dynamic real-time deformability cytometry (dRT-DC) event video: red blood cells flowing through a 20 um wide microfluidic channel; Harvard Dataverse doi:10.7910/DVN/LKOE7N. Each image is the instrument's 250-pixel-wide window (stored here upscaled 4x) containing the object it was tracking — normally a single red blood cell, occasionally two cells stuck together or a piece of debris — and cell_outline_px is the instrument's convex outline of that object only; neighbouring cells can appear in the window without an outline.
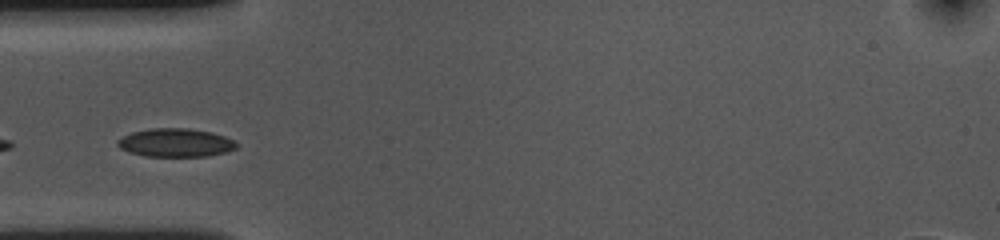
{"species": "common noctule bat (a hibernating species)", "species_latin": "Nyctalus noctula", "temperature_condition": "cold", "stored_images_in_passage": 15, "camera_frame_rate_fps": 3000, "um_per_image_px": 0.085, "animal": {"sex": "female", "body_mass_g": 10.0, "forearm_length_mm": 53.1}, "frame": {"image": 1, "passage_image": 9, "time_ms": 2.667, "image_size_px": [1000, 240], "cell_outline_px": [[236, 148], [228, 152], [208, 156], [144, 156], [120, 148], [116, 144], [116, 140], [132, 132], [152, 128], [188, 128], [212, 132], [224, 136], [232, 140], [236, 144]], "centroid_in_image_um": [14.92, 12.13], "position_along_channel_um": 70.1, "area_um2": 19.59}}